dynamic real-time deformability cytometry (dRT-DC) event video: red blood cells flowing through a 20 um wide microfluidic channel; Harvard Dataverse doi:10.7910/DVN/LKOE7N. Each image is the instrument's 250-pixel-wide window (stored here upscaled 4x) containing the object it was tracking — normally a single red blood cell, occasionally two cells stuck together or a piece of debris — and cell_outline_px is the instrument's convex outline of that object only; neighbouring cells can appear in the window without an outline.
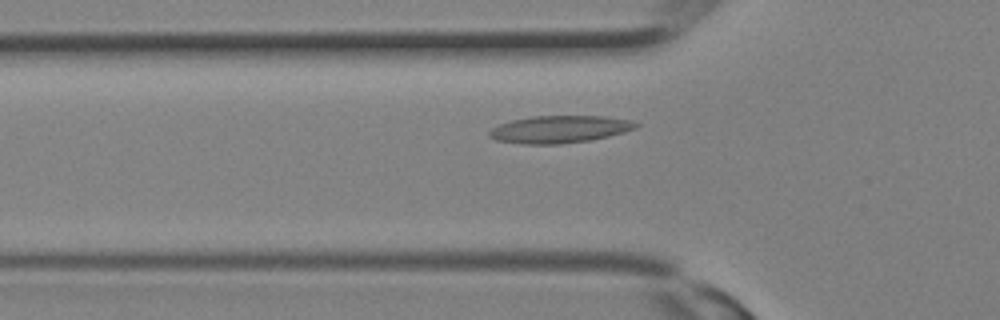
{"species": "Egyptian fruit bat (a non-hibernating species)", "species_latin": "Rousettus aegyptiacus", "temperature_condition": "room temperature", "stored_images_in_passage": 6, "camera_frame_rate_fps": 3000, "um_per_image_px": 0.085, "animal": {"sex": "female"}, "frame": {"image": 1, "passage_image": 5, "time_ms": 1.333, "image_size_px": [1000, 320], "cell_outline_px": [[640, 124], [636, 128], [624, 132], [608, 136], [588, 140], [560, 144], [524, 144], [496, 140], [488, 136], [488, 132], [492, 128], [500, 124], [512, 120], [532, 116], [604, 116], [632, 120]], "centroid_in_image_um": [47.56, 10.98], "position_along_channel_um": 78.2, "area_um2": 23.29}}